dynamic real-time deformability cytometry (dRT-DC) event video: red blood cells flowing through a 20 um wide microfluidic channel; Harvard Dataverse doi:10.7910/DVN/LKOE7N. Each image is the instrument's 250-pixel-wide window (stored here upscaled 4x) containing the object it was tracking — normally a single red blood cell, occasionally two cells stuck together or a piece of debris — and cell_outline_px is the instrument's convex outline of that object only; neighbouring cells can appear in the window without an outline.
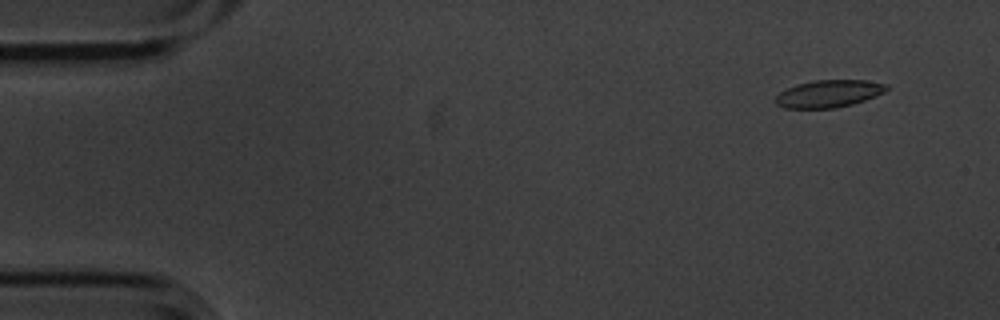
{"species": "common noctule bat (a hibernating species)", "species_latin": "Nyctalus noctula", "temperature_condition": "cold", "stored_images_in_passage": 14, "camera_frame_rate_fps": 3000, "um_per_image_px": 0.085, "animal": {"sex": "male", "body_mass_g": 20.1, "forearm_length_mm": 53.5}, "frame": {"image": 1, "passage_image": 1, "time_ms": 0.0, "image_size_px": [1000, 320], "cell_outline_px": [[888, 88], [884, 92], [876, 96], [852, 104], [836, 108], [784, 108], [776, 104], [776, 96], [780, 92], [796, 84], [812, 80], [864, 80], [888, 84]], "centroid_in_image_um": [70.44, 7.96], "position_along_channel_um": 14.6, "area_um2": 17.69}}
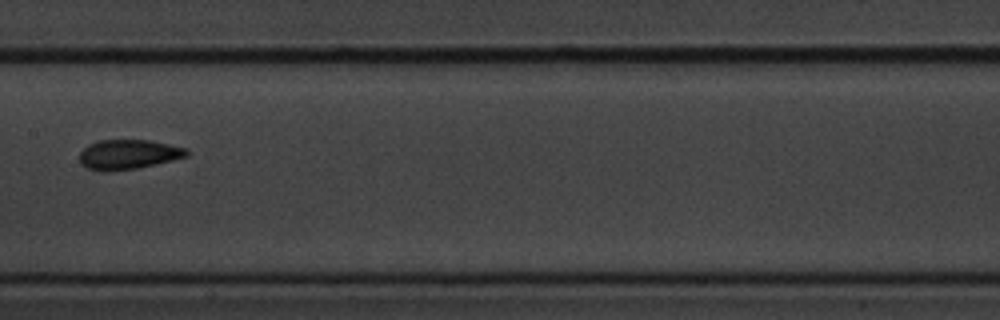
{"frame": {"image": 2, "passage_image": 7, "time_ms": 2.0, "image_size_px": [1000, 320], "cell_outline_px": [[188, 156], [156, 164], [136, 168], [104, 172], [88, 168], [80, 164], [80, 152], [88, 144], [96, 140], [148, 140], [188, 148]], "centroid_in_image_um": [10.89, 13.12], "position_along_channel_um": 196.5, "area_um2": 18.55}}
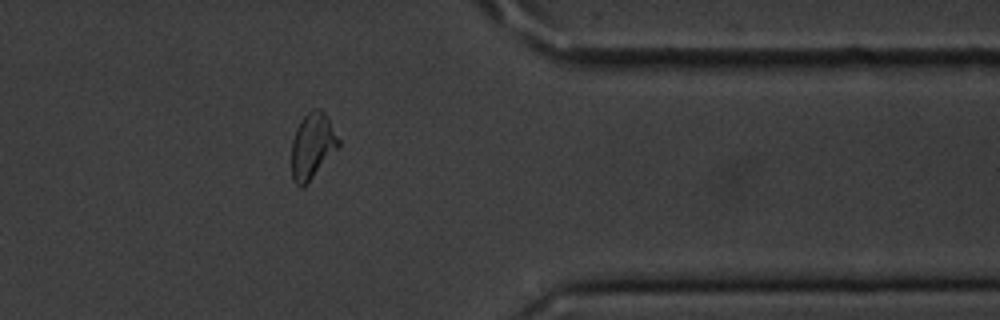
{"frame": {"image": 3, "passage_image": 12, "time_ms": 3.667, "image_size_px": [1000, 320], "cell_outline_px": [[340, 148], [308, 184], [304, 188], [300, 188], [292, 180], [292, 140], [296, 128], [300, 120], [312, 108], [320, 108], [324, 112], [340, 140]], "centroid_in_image_um": [26.57, 12.45], "position_along_channel_um": 384.8, "area_um2": 18.5}}